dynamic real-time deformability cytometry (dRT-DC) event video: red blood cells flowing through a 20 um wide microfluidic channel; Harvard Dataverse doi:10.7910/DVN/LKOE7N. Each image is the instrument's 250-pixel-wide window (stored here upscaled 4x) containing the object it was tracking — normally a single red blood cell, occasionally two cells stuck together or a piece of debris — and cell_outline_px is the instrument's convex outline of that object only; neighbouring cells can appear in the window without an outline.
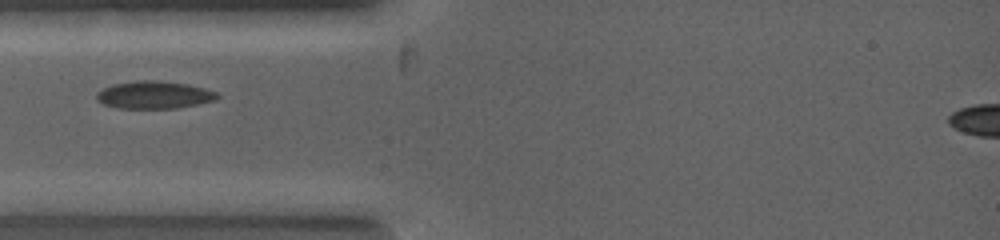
{"species": "common noctule bat (a hibernating species)", "species_latin": "Nyctalus noctula", "temperature_condition": "warm", "stored_images_in_passage": 7, "camera_frame_rate_fps": 5000, "um_per_image_px": 0.085, "animal": {"sex": "female", "body_mass_g": 19.0, "forearm_length_mm": 53.3}, "frame": {"image": 1, "passage_image": 1, "time_ms": 0.0, "image_size_px": [1000, 240], "cell_outline_px": [[220, 96], [212, 100], [196, 104], [176, 108], [120, 108], [104, 104], [96, 96], [96, 92], [104, 88], [116, 84], [144, 80], [156, 80], [184, 84], [204, 88], [216, 92]], "centroid_in_image_um": [13.1, 8.07], "position_along_channel_um": 71.9, "area_um2": 18.79}}
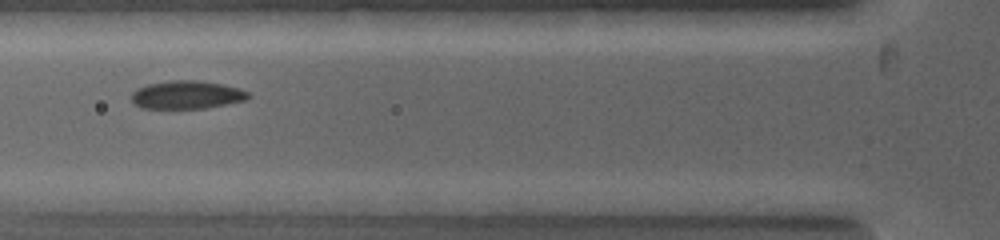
{"frame": {"image": 2, "passage_image": 2, "time_ms": 0.6, "image_size_px": [1000, 240], "cell_outline_px": [[248, 96], [244, 100], [204, 108], [144, 108], [136, 104], [132, 100], [132, 92], [148, 84], [172, 80], [196, 80], [220, 84], [236, 88], [248, 92]], "centroid_in_image_um": [15.84, 8.05], "position_along_channel_um": 110.0, "area_um2": 18.55}}
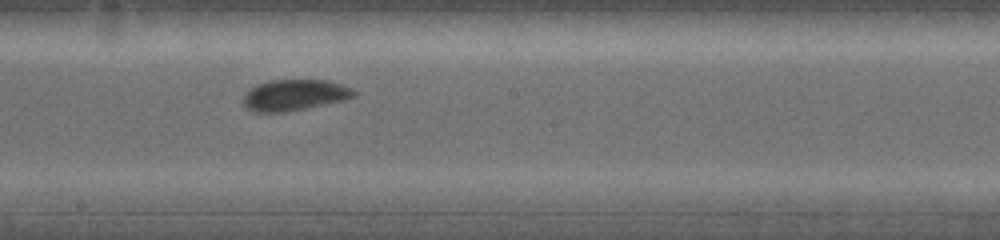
{"frame": {"image": 3, "passage_image": 6, "time_ms": 2.4, "image_size_px": [1000, 240], "cell_outline_px": [[356, 92], [352, 96], [340, 100], [284, 112], [256, 112], [248, 108], [244, 104], [244, 96], [252, 88], [260, 84], [272, 80], [328, 80], [340, 84]], "centroid_in_image_um": [24.99, 8.07], "position_along_channel_um": 223.2, "area_um2": 19.13}}